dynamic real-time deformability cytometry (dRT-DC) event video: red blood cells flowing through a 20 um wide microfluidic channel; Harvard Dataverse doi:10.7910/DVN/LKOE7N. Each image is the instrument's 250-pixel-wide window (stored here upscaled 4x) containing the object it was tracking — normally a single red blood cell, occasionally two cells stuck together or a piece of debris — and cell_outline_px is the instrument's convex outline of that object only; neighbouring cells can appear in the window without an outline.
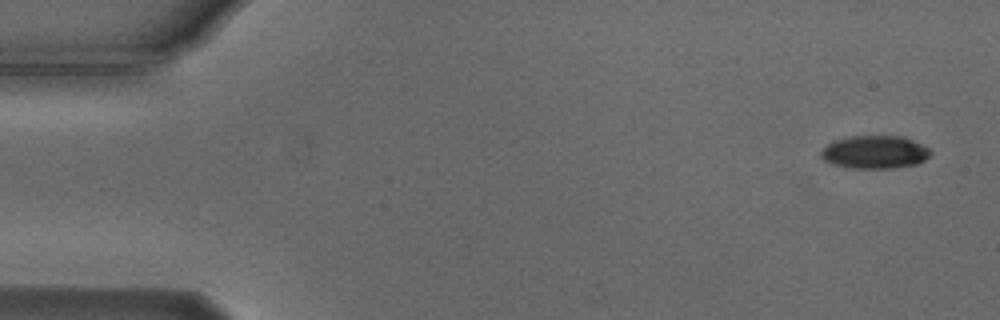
{"species": "Egyptian fruit bat (a non-hibernating species)", "species_latin": "Rousettus aegyptiacus", "temperature_condition": "cold", "stored_images_in_passage": 4, "camera_frame_rate_fps": 3000, "um_per_image_px": 0.085, "animal": {"sex": "male"}, "frame": {"image": 1, "passage_image": 1, "time_ms": 0.0, "image_size_px": [1000, 320], "cell_outline_px": [[932, 152], [924, 160], [916, 164], [892, 168], [852, 168], [832, 164], [824, 160], [820, 156], [820, 152], [828, 144], [836, 140], [852, 136], [904, 136], [928, 148]], "centroid_in_image_um": [74.35, 12.93], "position_along_channel_um": 10.7, "area_um2": 20.87}}
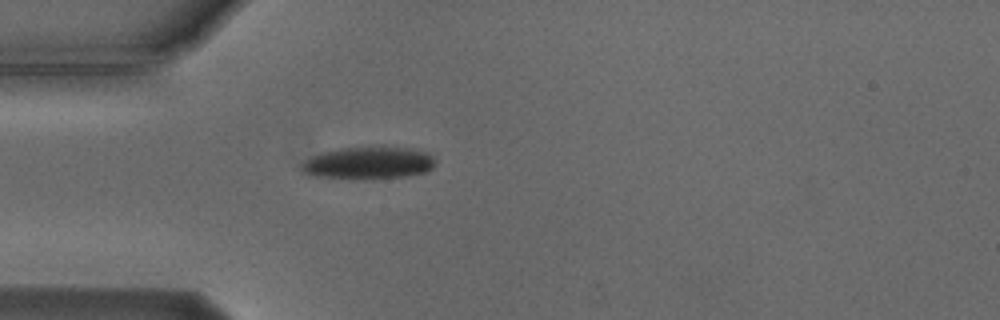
{"frame": {"image": 2, "passage_image": 4, "time_ms": 4.333, "image_size_px": [1000, 320], "cell_outline_px": [[436, 160], [432, 168], [424, 172], [404, 176], [352, 180], [308, 176], [300, 168], [300, 164], [312, 156], [324, 152], [340, 148], [380, 144], [384, 144], [412, 148], [428, 152]], "centroid_in_image_um": [31.3, 13.82], "position_along_channel_um": 53.7, "area_um2": 26.3}}